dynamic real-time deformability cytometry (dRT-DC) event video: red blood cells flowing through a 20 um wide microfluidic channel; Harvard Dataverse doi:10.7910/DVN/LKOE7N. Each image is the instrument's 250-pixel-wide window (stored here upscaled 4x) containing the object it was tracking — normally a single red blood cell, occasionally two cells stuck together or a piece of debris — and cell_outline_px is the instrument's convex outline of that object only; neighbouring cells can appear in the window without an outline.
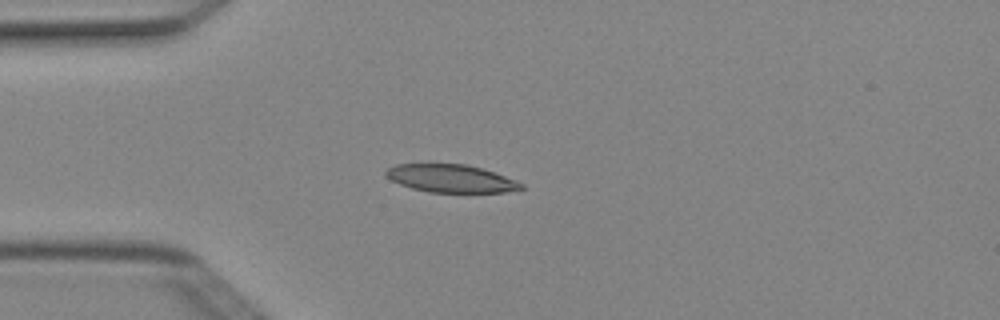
{"species": "Egyptian fruit bat (a non-hibernating species)", "species_latin": "Rousettus aegyptiacus", "temperature_condition": "cold", "stored_images_in_passage": 5, "camera_frame_rate_fps": 3000, "um_per_image_px": 0.085, "animal": {"sex": "female"}, "frame": {"image": 1, "passage_image": 4, "time_ms": 1.0, "image_size_px": [1000, 320], "cell_outline_px": [[524, 188], [504, 192], [428, 192], [412, 188], [400, 184], [392, 180], [384, 172], [388, 168], [396, 164], [428, 160], [468, 164], [516, 180], [524, 184]], "centroid_in_image_um": [38.25, 15.11], "position_along_channel_um": 46.8, "area_um2": 22.72}}